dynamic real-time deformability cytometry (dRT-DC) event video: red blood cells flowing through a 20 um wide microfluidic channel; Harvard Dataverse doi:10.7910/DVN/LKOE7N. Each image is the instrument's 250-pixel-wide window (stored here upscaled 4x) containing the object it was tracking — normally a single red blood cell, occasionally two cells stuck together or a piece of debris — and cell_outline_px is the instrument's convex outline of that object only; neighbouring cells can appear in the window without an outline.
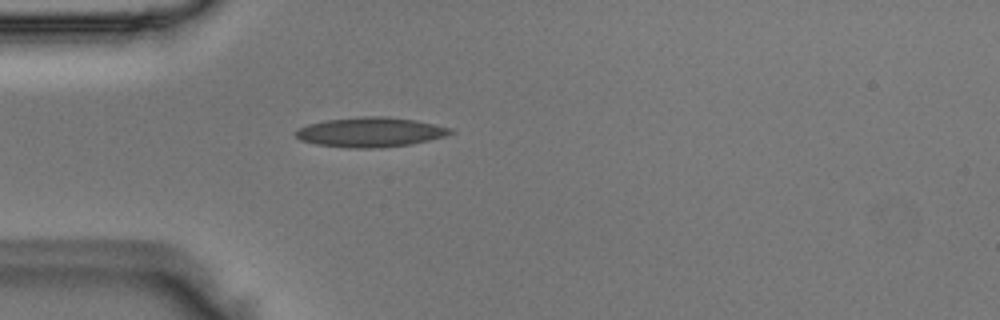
{"species": "Egyptian fruit bat (a non-hibernating species)", "species_latin": "Rousettus aegyptiacus", "temperature_condition": "room temperature", "stored_images_in_passage": 49, "camera_frame_rate_fps": 3000, "um_per_image_px": 0.085, "animal": {"sex": "male"}, "frame": {"image": 1, "passage_image": 13, "time_ms": 4.0, "image_size_px": [1000, 320], "cell_outline_px": [[456, 132], [444, 136], [412, 144], [380, 148], [352, 148], [316, 144], [300, 140], [292, 132], [296, 128], [308, 124], [324, 120], [360, 116], [388, 116], [416, 120], [452, 128]], "centroid_in_image_um": [31.46, 11.22], "position_along_channel_um": 53.5, "area_um2": 27.11}}
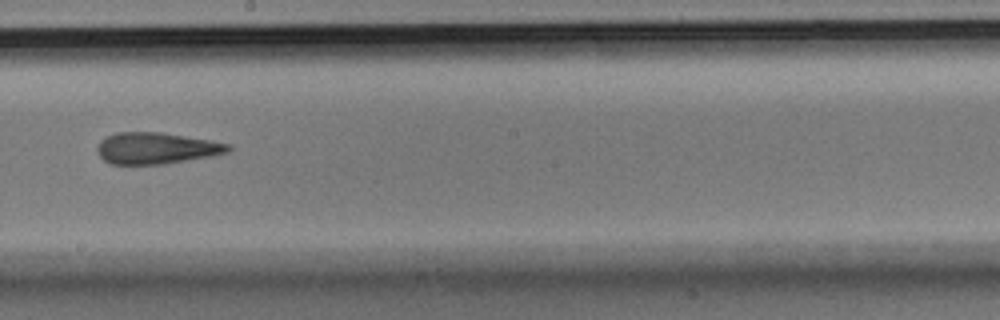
{"frame": {"image": 2, "passage_image": 27, "time_ms": 8.667, "image_size_px": [1000, 320], "cell_outline_px": [[232, 148], [228, 152], [212, 156], [164, 164], [108, 164], [96, 152], [96, 148], [100, 140], [116, 132], [160, 132], [232, 144]], "centroid_in_image_um": [13.27, 12.6], "position_along_channel_um": 234.9, "area_um2": 24.04}}
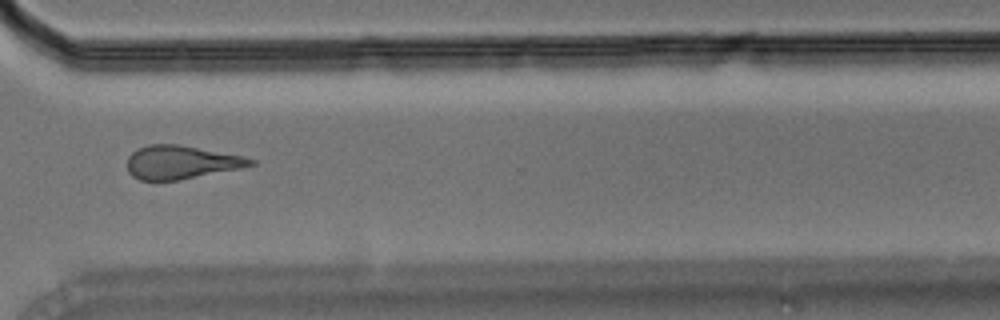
{"frame": {"image": 3, "passage_image": 36, "time_ms": 11.667, "image_size_px": [1000, 320], "cell_outline_px": [[256, 164], [240, 168], [180, 180], [140, 180], [132, 176], [128, 172], [128, 156], [136, 148], [148, 144], [176, 144], [244, 156], [256, 160]], "centroid_in_image_um": [15.37, 13.79], "position_along_channel_um": 355.2, "area_um2": 23.99}}